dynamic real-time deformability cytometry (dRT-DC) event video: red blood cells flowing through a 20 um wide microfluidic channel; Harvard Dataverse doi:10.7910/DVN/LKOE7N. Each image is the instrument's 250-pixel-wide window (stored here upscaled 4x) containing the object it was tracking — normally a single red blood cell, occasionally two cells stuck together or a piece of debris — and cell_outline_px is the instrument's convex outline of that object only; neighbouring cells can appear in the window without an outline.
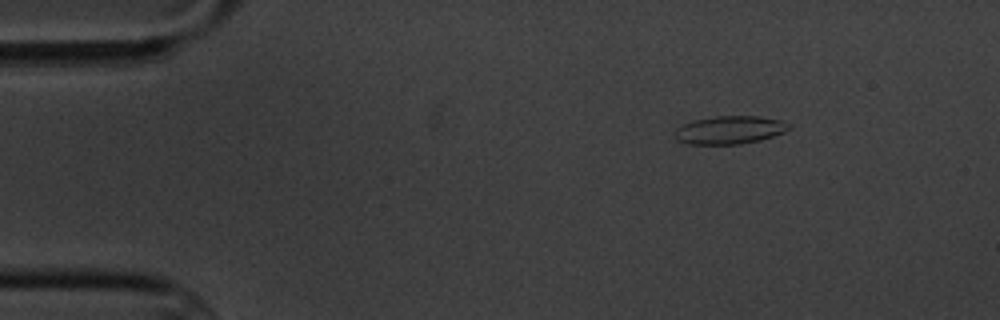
{"species": "common noctule bat (a hibernating species)", "species_latin": "Nyctalus noctula", "temperature_condition": "cold", "stored_images_in_passage": 9, "camera_frame_rate_fps": 3000, "um_per_image_px": 0.085, "animal": {"sex": "male", "body_mass_g": 20.1, "forearm_length_mm": 53.5}, "frame": {"image": 1, "passage_image": 1, "time_ms": 0.0, "image_size_px": [1000, 320], "cell_outline_px": [[792, 128], [784, 132], [760, 140], [740, 144], [688, 144], [676, 140], [676, 128], [684, 124], [696, 120], [716, 116], [760, 116], [780, 120], [792, 124]], "centroid_in_image_um": [62.07, 11.05], "position_along_channel_um": 22.9, "area_um2": 18.61}}
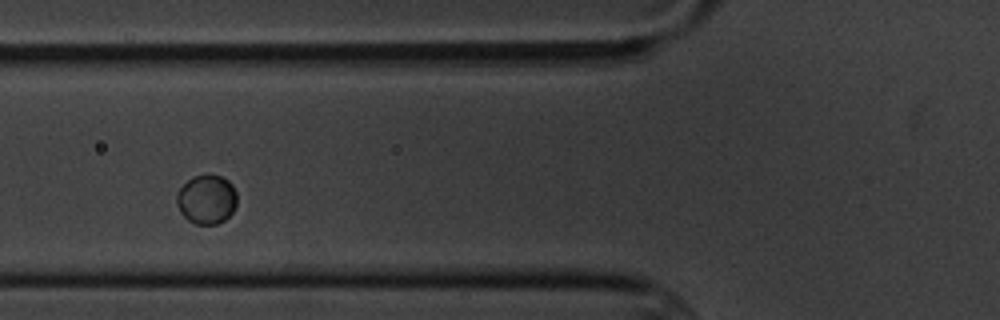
{"frame": {"image": 2, "passage_image": 6, "time_ms": 6.0, "image_size_px": [1000, 320], "cell_outline_px": [[236, 204], [232, 212], [224, 220], [216, 224], [196, 224], [188, 220], [180, 212], [176, 204], [176, 196], [180, 188], [192, 176], [220, 176], [228, 180], [232, 184], [236, 192]], "centroid_in_image_um": [17.55, 16.96], "position_along_channel_um": 108.2, "area_um2": 17.11}}
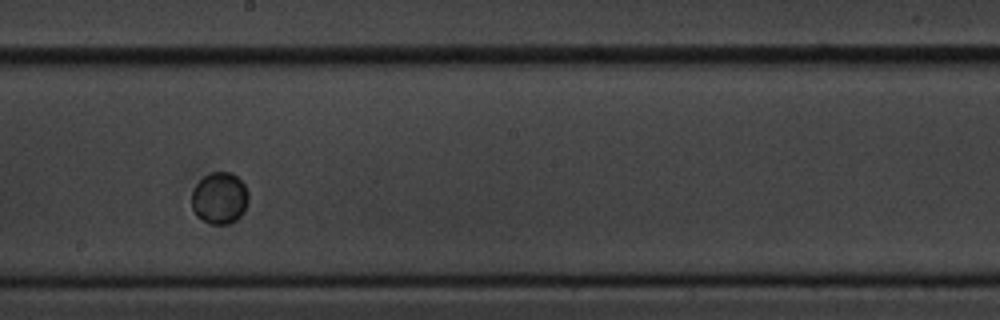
{"frame": {"image": 3, "passage_image": 9, "time_ms": 9.667, "image_size_px": [1000, 320], "cell_outline_px": [[248, 200], [244, 212], [236, 220], [228, 224], [208, 224], [196, 216], [192, 208], [192, 192], [196, 184], [204, 176], [212, 172], [232, 172], [244, 184], [248, 192]], "centroid_in_image_um": [18.66, 16.85], "position_along_channel_um": 229.5, "area_um2": 17.22}}